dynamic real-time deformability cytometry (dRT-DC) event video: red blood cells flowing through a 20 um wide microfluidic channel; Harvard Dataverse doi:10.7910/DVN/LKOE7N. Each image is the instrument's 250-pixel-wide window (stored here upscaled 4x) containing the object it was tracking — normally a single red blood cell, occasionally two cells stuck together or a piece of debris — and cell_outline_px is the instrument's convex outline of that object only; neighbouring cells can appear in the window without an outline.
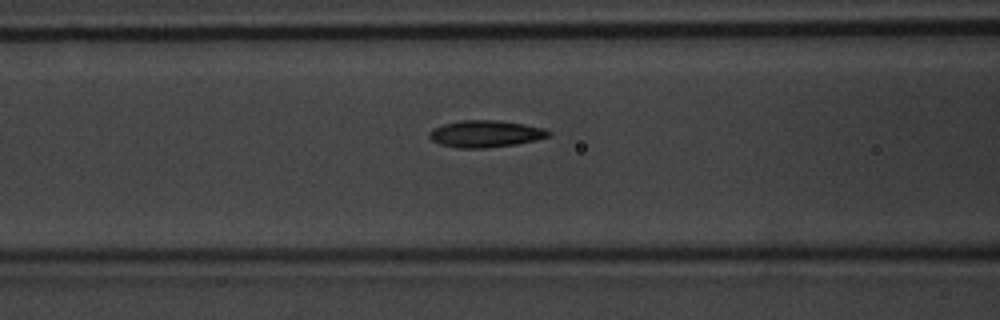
{"species": "common noctule bat (a hibernating species)", "species_latin": "Nyctalus noctula", "temperature_condition": "warm", "stored_images_in_passage": 35, "camera_frame_rate_fps": 3000, "um_per_image_px": 0.085, "animal": {"sex": "male", "body_mass_g": 20.1, "forearm_length_mm": 53.5}, "frame": {"image": 1, "passage_image": 8, "time_ms": 2.333, "image_size_px": [1000, 320], "cell_outline_px": [[552, 136], [536, 140], [516, 144], [488, 148], [460, 148], [440, 144], [432, 140], [428, 136], [428, 132], [432, 128], [444, 124], [460, 120], [496, 120], [524, 124], [544, 128], [552, 132]], "centroid_in_image_um": [41.28, 11.37], "position_along_channel_um": 125.3, "area_um2": 18.84}}
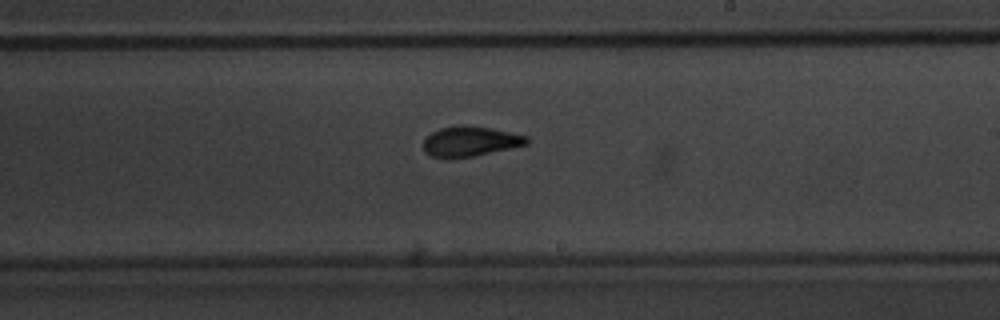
{"frame": {"image": 2, "passage_image": 18, "time_ms": 5.667, "image_size_px": [1000, 320], "cell_outline_px": [[528, 144], [472, 156], [448, 160], [432, 156], [424, 152], [424, 140], [432, 132], [440, 128], [456, 124], [468, 124], [492, 128], [528, 136]], "centroid_in_image_um": [39.93, 12.01], "position_along_channel_um": 249.1, "area_um2": 18.38}}
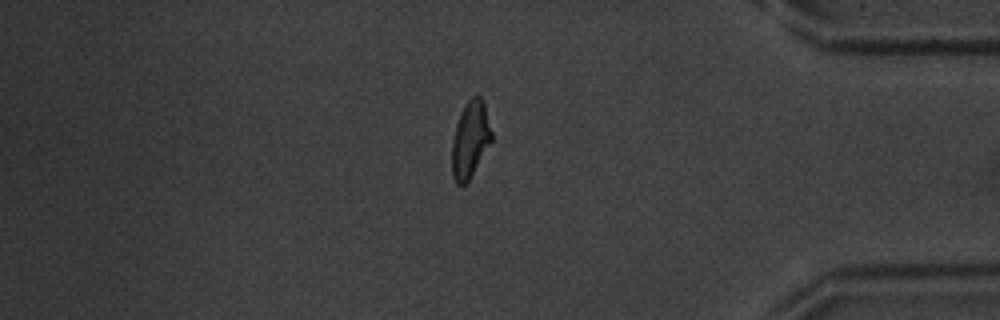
{"frame": {"image": 3, "passage_image": 32, "time_ms": 10.333, "image_size_px": [1000, 320], "cell_outline_px": [[492, 140], [468, 180], [464, 184], [456, 184], [452, 176], [452, 140], [456, 124], [460, 112], [464, 104], [472, 96], [480, 96], [484, 104], [492, 132]], "centroid_in_image_um": [39.95, 11.83], "position_along_channel_um": 395.2, "area_um2": 17.46}}